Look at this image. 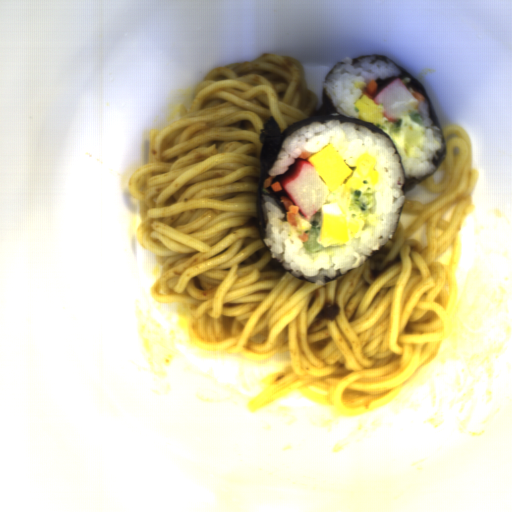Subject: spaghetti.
<instances>
[{"label":"spaghetti","instance_id":"obj_1","mask_svg":"<svg viewBox=\"0 0 512 512\" xmlns=\"http://www.w3.org/2000/svg\"><path fill=\"white\" fill-rule=\"evenodd\" d=\"M316 91L296 58L262 55L215 68L184 115L150 129L148 160L128 186L135 236L161 271L154 300L182 308L200 350L289 363L249 403L258 410L301 393L338 415L384 406L439 354L458 307L462 225L479 169L461 125L442 130L443 159L420 185L438 197L405 199L393 237L325 285L275 268L256 217L259 140L315 116ZM326 301L336 319L317 314Z\"/></svg>","mask_w":512,"mask_h":512}]
</instances>
